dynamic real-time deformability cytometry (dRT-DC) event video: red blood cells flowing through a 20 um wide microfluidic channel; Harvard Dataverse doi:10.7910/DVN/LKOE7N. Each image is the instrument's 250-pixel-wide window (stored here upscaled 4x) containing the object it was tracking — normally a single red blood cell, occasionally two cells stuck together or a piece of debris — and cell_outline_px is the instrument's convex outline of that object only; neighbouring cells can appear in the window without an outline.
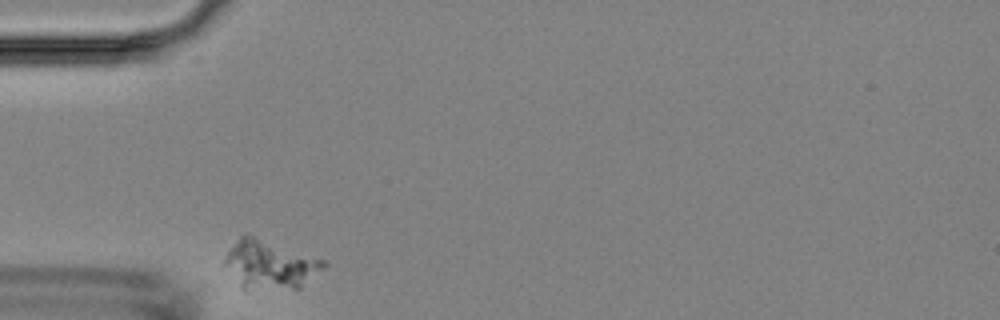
{"species": "Egyptian fruit bat (a non-hibernating species)", "species_latin": "Rousettus aegyptiacus", "temperature_condition": "room temperature", "stored_images_in_passage": 30, "camera_frame_rate_fps": 3000, "um_per_image_px": 0.085, "animal": {"sex": "female"}, "frame": {"image": 1, "passage_image": 1, "time_ms": 0.0, "image_size_px": [1000, 320], "cell_outline_px": [[328, 264], [324, 268], [300, 288], [248, 292], [244, 292], [240, 288], [224, 264], [224, 256], [240, 236], [244, 232], [248, 232], [328, 260]], "centroid_in_image_um": [22.95, 22.49], "position_along_channel_um": 62.1, "area_um2": 29.48}}
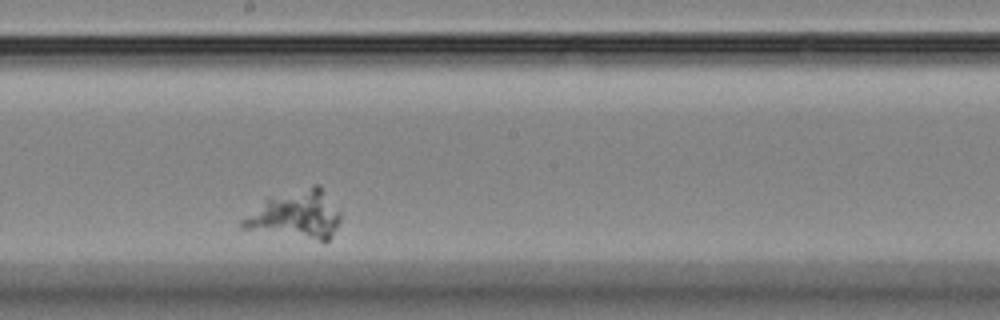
{"frame": {"image": 2, "passage_image": 16, "time_ms": 5.0, "image_size_px": [1000, 320], "cell_outline_px": [[340, 220], [332, 236], [324, 244], [240, 228], [240, 220], [268, 196], [312, 184], [320, 184], [340, 212]], "centroid_in_image_um": [25.15, 18.27], "position_along_channel_um": 223.1, "area_um2": 28.55}}
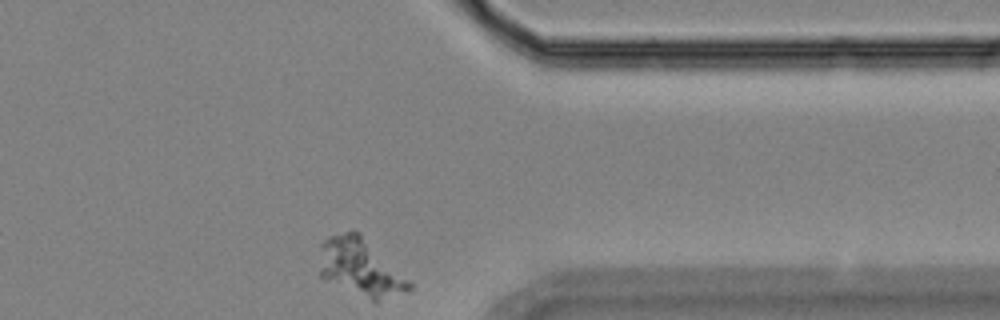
{"frame": {"image": 3, "passage_image": 30, "time_ms": 9.667, "image_size_px": [1000, 320], "cell_outline_px": [[412, 288], [376, 300], [372, 300], [324, 280], [320, 276], [320, 244], [324, 240], [332, 236], [352, 228], [360, 232], [412, 284]], "centroid_in_image_um": [30.56, 22.67], "position_along_channel_um": 380.8, "area_um2": 29.25}}